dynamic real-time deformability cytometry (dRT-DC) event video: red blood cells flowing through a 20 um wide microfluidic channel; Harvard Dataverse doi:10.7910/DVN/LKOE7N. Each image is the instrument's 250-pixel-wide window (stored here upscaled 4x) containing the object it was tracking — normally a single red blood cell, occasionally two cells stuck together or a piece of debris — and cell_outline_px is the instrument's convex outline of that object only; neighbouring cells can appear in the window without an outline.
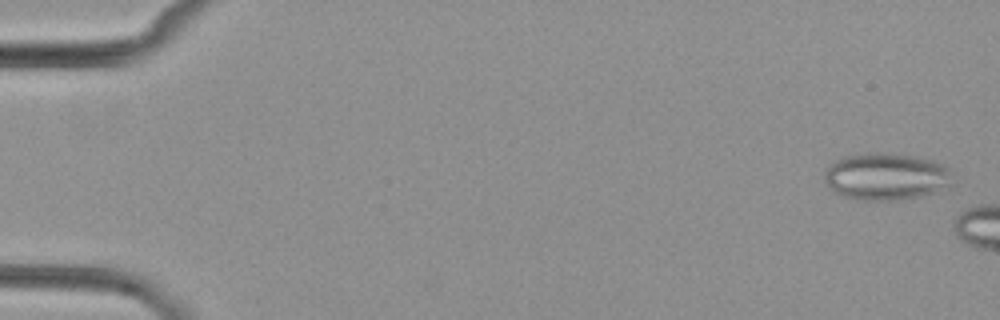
{"species": "common noctule bat (a hibernating species)", "species_latin": "Nyctalus noctula", "temperature_condition": "cold", "stored_images_in_passage": 3, "camera_frame_rate_fps": 3000, "um_per_image_px": 0.085, "animal": {"sex": "female", "body_mass_g": 29.2, "forearm_length_mm": 56.3}, "frame": {"image": 1, "passage_image": 1, "time_ms": 0.0, "image_size_px": [1000, 320], "cell_outline_px": [[952, 184], [948, 188], [920, 196], [896, 200], [856, 200], [844, 196], [836, 192], [824, 180], [824, 172], [828, 164], [844, 156], [872, 152], [912, 156], [932, 160], [944, 164], [948, 168]], "centroid_in_image_um": [75.31, 15.01], "position_along_channel_um": 9.7, "area_um2": 35.08}}